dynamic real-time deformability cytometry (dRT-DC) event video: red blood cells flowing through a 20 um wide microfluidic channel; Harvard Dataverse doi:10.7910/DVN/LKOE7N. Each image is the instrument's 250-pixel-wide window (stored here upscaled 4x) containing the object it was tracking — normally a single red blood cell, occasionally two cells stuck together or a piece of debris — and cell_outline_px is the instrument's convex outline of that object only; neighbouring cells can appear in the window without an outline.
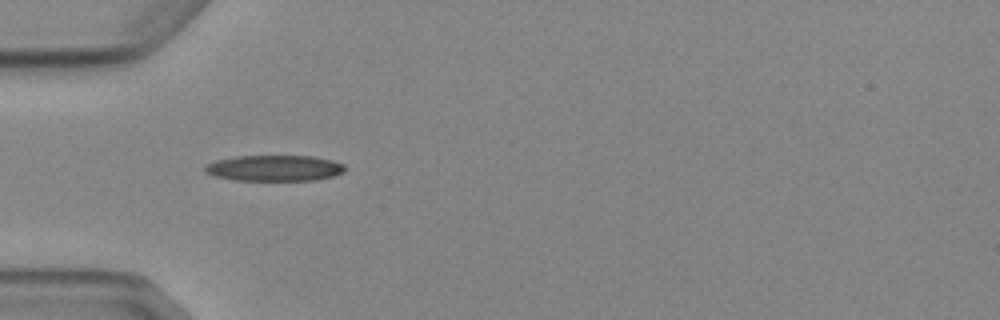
{"species": "Egyptian fruit bat (a non-hibernating species)", "species_latin": "Rousettus aegyptiacus", "temperature_condition": "cold", "stored_images_in_passage": 2, "camera_frame_rate_fps": 3000, "um_per_image_px": 0.085, "animal": {"sex": "female"}, "frame": {"image": 1, "passage_image": 1, "time_ms": 0.0, "image_size_px": [1000, 320], "cell_outline_px": [[344, 172], [332, 176], [316, 180], [236, 180], [216, 176], [204, 172], [204, 168], [208, 164], [216, 160], [236, 156], [312, 156], [332, 160], [344, 164]], "centroid_in_image_um": [23.33, 14.28], "position_along_channel_um": 61.7, "area_um2": 20.98}}
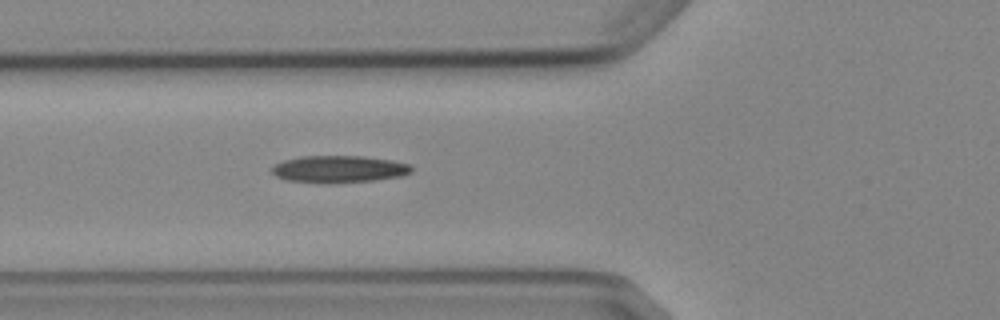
{"frame": {"image": 2, "passage_image": 2, "time_ms": 1.0, "image_size_px": [1000, 320], "cell_outline_px": [[412, 172], [400, 176], [376, 180], [336, 184], [320, 184], [284, 180], [276, 176], [272, 172], [272, 168], [276, 164], [284, 160], [300, 156], [364, 156], [392, 160], [408, 164], [412, 168]], "centroid_in_image_um": [28.78, 14.39], "position_along_channel_um": 97.0, "area_um2": 22.43}}